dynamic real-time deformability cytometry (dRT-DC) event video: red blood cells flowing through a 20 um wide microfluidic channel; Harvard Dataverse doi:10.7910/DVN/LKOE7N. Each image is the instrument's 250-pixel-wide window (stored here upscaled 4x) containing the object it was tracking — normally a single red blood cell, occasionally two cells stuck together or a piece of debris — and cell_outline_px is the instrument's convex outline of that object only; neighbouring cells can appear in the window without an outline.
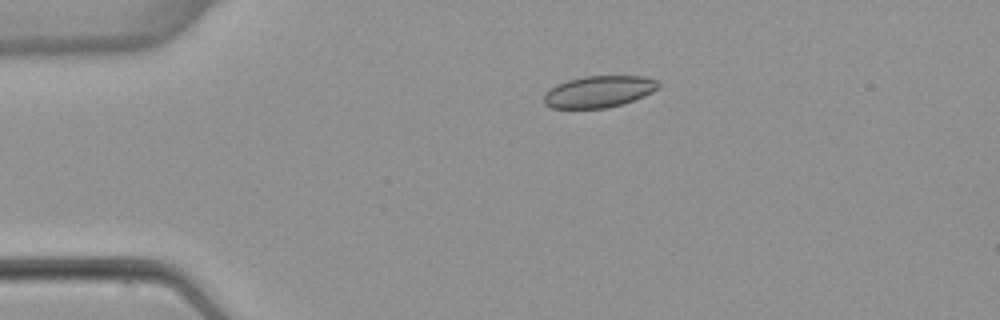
{"species": "common noctule bat (a hibernating species)", "species_latin": "Nyctalus noctula", "temperature_condition": "warm", "stored_images_in_passage": 4, "camera_frame_rate_fps": 3000, "um_per_image_px": 0.085, "animal": {"sex": "female", "body_mass_g": 22.7, "forearm_length_mm": 54.2}, "frame": {"image": 1, "passage_image": 4, "time_ms": 3.667, "image_size_px": [1000, 320], "cell_outline_px": [[660, 84], [652, 92], [644, 96], [624, 104], [608, 108], [552, 108], [544, 104], [544, 96], [556, 84], [568, 80], [584, 76], [644, 76], [660, 80]], "centroid_in_image_um": [50.94, 7.79], "position_along_channel_um": 34.1, "area_um2": 21.15}}